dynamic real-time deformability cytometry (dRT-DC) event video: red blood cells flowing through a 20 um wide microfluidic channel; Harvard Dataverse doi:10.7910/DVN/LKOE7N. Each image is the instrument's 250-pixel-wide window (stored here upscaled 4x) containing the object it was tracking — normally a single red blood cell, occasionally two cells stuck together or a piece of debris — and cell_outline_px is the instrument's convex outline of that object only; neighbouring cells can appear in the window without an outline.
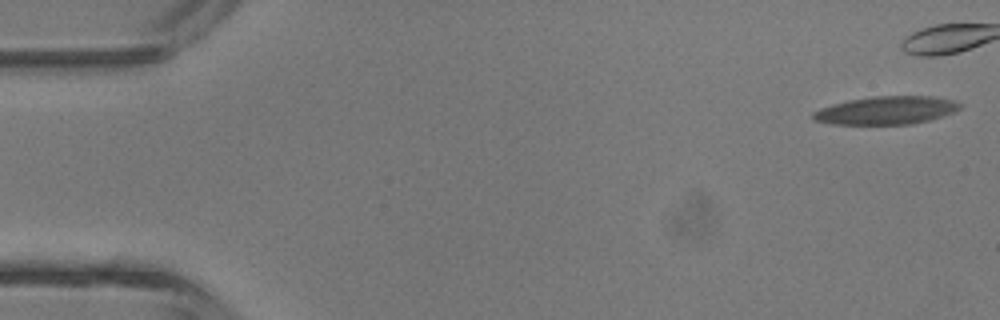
{"species": "common noctule bat (a hibernating species)", "species_latin": "Nyctalus noctula", "temperature_condition": "room temperature", "stored_images_in_passage": 6, "camera_frame_rate_fps": 3000, "um_per_image_px": 0.085, "animal": {"sex": "male", "body_mass_g": 13.3}, "frame": {"image": 1, "passage_image": 6, "time_ms": 6.667, "image_size_px": [1000, 320], "cell_outline_px": [[960, 108], [952, 112], [928, 120], [912, 124], [832, 124], [812, 120], [812, 112], [820, 108], [832, 104], [848, 100], [872, 96], [932, 96], [952, 100], [960, 104]], "centroid_in_image_um": [75.26, 9.38], "position_along_channel_um": 9.7, "area_um2": 23.87}}